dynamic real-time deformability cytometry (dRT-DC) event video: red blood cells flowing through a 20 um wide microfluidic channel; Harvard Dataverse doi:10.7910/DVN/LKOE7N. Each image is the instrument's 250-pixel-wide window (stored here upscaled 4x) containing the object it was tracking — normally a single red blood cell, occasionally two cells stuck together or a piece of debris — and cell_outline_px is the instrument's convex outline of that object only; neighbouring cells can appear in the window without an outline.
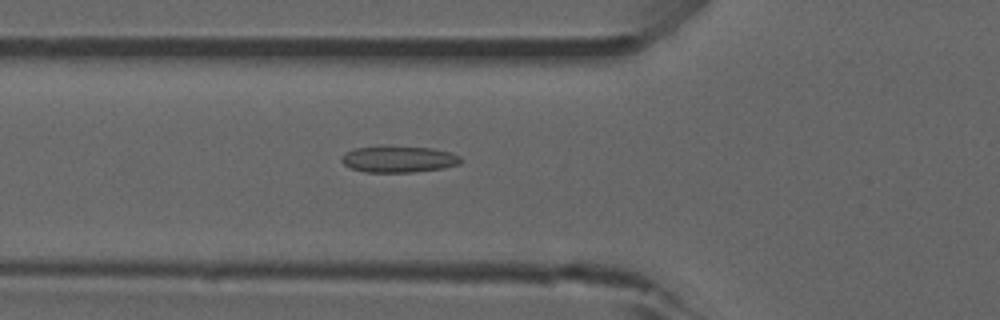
{"species": "common noctule bat (a hibernating species)", "species_latin": "Nyctalus noctula", "temperature_condition": "room temperature", "stored_images_in_passage": 41, "camera_frame_rate_fps": 3000, "um_per_image_px": 0.085, "animal": {"sex": "male", "forearm_length_mm": 52.5}, "frame": {"image": 1, "passage_image": 7, "time_ms": 2.0, "image_size_px": [1000, 320], "cell_outline_px": [[460, 164], [444, 168], [412, 172], [364, 172], [352, 168], [344, 164], [340, 160], [340, 156], [344, 152], [356, 148], [384, 144], [432, 148], [448, 152], [460, 156]], "centroid_in_image_um": [33.82, 13.5], "position_along_channel_um": 92.0, "area_um2": 18.84}}
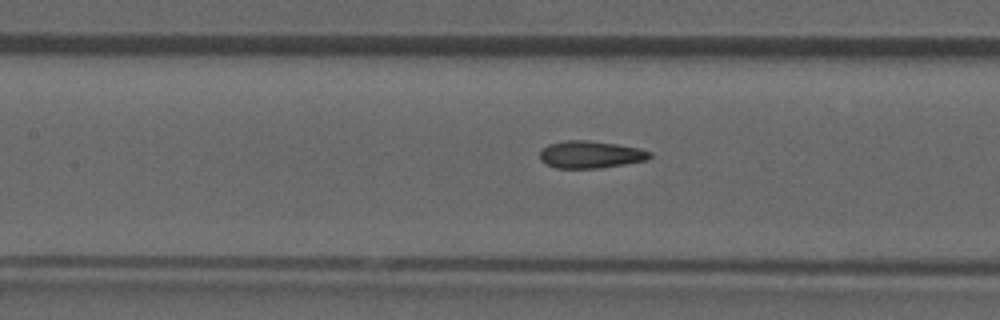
{"frame": {"image": 2, "passage_image": 12, "time_ms": 3.667, "image_size_px": [1000, 320], "cell_outline_px": [[652, 156], [648, 160], [600, 168], [556, 168], [540, 160], [540, 152], [548, 144], [568, 140], [588, 140], [616, 144], [640, 148], [652, 152]], "centroid_in_image_um": [50.23, 13.13], "position_along_channel_um": 157.2, "area_um2": 17.46}, "authors_computed_cell_mechanics": {"area_um2": 17.1666, "velocity_mm_per_s": 3.8727, "shape_relaxation_time_tau1_ms": null, "shape_relaxation_time_tau2_ms": 1.8291, "deformation_change_tau1": null, "deformation_change_tau2": 0.1058}}